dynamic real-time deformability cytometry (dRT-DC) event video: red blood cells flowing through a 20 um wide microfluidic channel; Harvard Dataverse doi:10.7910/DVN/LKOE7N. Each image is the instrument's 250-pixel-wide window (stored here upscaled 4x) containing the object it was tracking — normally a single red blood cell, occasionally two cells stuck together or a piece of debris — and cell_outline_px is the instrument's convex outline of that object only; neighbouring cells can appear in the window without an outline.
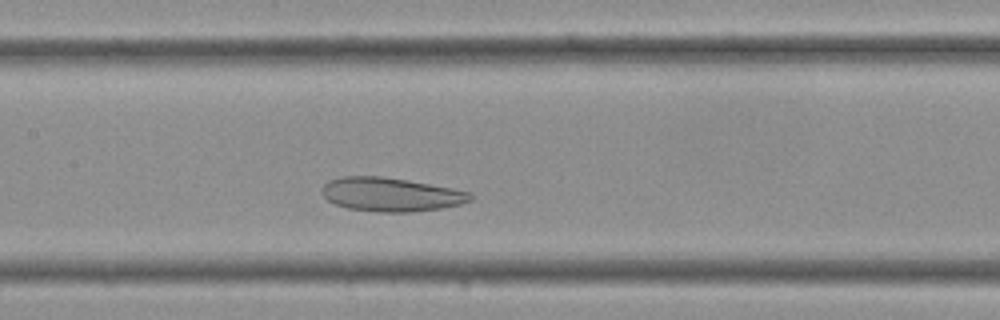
{"species": "Egyptian fruit bat (a non-hibernating species)", "species_latin": "Rousettus aegyptiacus", "temperature_condition": "cold", "stored_images_in_passage": 22, "camera_frame_rate_fps": 3000, "um_per_image_px": 0.085, "frame": {"image": 1, "passage_image": 8, "time_ms": 2.333, "image_size_px": [1000, 320], "cell_outline_px": [[472, 200], [460, 204], [440, 208], [408, 212], [376, 212], [348, 208], [336, 204], [328, 200], [320, 192], [320, 188], [328, 180], [340, 176], [380, 176], [408, 180], [452, 188], [472, 192]], "centroid_in_image_um": [33.19, 16.52], "position_along_channel_um": 174.2, "area_um2": 29.3}}
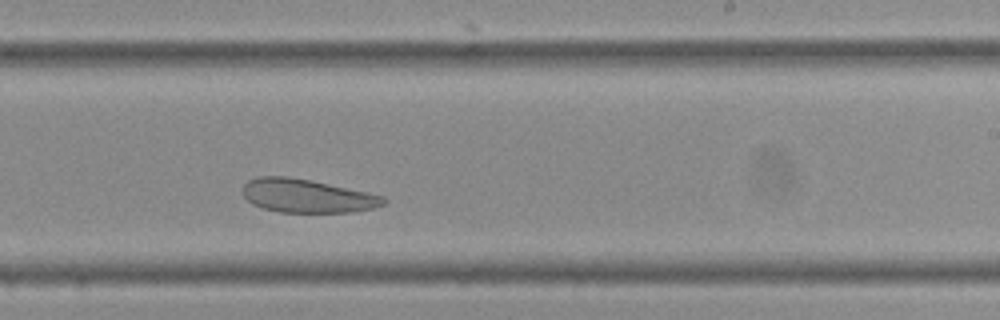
{"frame": {"image": 2, "passage_image": 13, "time_ms": 4.0, "image_size_px": [1000, 320], "cell_outline_px": [[388, 200], [384, 204], [372, 208], [356, 212], [280, 212], [264, 208], [252, 204], [244, 196], [244, 184], [248, 180], [256, 176], [288, 176], [328, 184], [384, 196]], "centroid_in_image_um": [26.08, 16.65], "position_along_channel_um": 262.9, "area_um2": 27.22}}
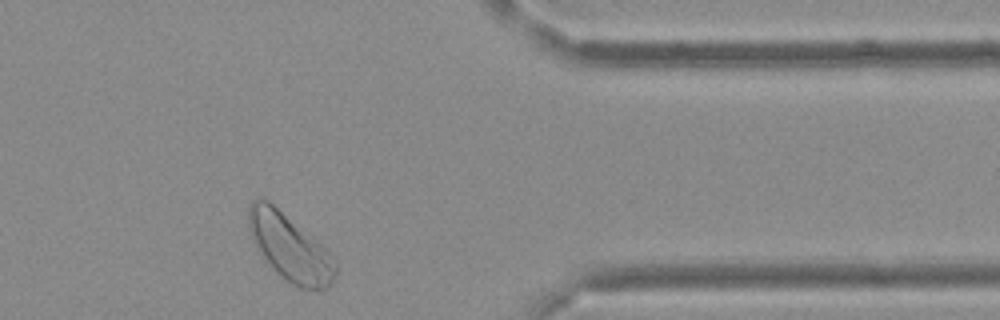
{"frame": {"image": 3, "passage_image": 21, "time_ms": 6.667, "image_size_px": [1000, 320], "cell_outline_px": [[336, 276], [324, 288], [300, 288], [292, 284], [280, 276], [264, 256], [256, 244], [248, 228], [248, 204], [252, 200], [268, 200], [316, 240], [336, 260]], "centroid_in_image_um": [24.63, 21.02], "position_along_channel_um": 386.8, "area_um2": 32.66}}